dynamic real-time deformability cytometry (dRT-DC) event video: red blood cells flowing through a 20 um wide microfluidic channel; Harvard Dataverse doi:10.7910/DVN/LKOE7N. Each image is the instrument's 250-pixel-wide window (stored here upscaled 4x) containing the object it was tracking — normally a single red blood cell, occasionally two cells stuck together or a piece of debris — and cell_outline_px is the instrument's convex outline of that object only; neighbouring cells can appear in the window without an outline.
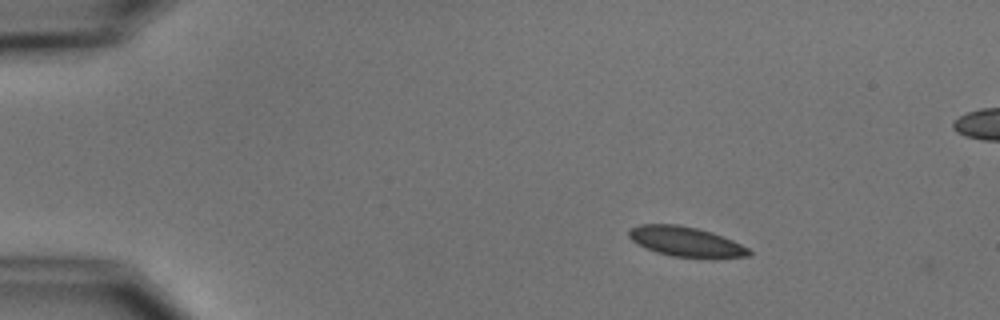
{"species": "common noctule bat (a hibernating species)", "species_latin": "Nyctalus noctula", "temperature_condition": "cold", "stored_images_in_passage": 4, "camera_frame_rate_fps": 3000, "um_per_image_px": 0.085, "animal": {"sex": "male", "body_mass_g": 15.6}, "frame": {"image": 1, "passage_image": 2, "time_ms": 1.333, "image_size_px": [1000, 320], "cell_outline_px": [[752, 256], [672, 256], [656, 252], [636, 244], [628, 236], [628, 232], [632, 228], [640, 224], [676, 224], [696, 228], [712, 232], [732, 240], [748, 248], [752, 252]], "centroid_in_image_um": [58.23, 20.51], "position_along_channel_um": 26.8, "area_um2": 20.29}}